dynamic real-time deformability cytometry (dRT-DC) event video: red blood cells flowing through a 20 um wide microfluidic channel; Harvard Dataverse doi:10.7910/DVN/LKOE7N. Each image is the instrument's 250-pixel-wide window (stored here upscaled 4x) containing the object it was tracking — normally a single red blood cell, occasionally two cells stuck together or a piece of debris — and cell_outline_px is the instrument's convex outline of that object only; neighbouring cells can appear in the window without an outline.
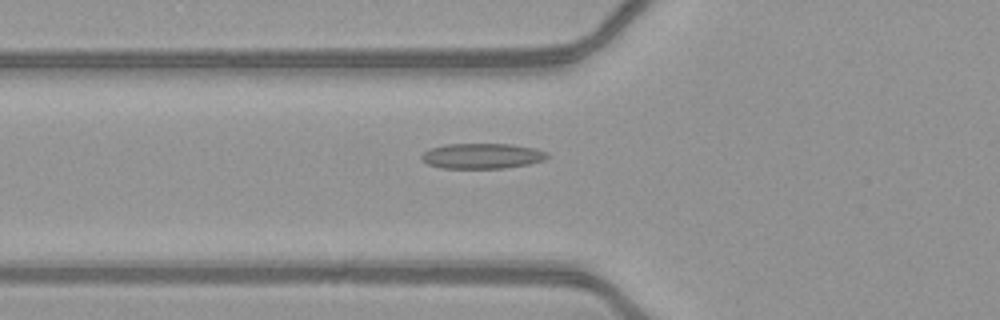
{"species": "common noctule bat (a hibernating species)", "species_latin": "Nyctalus noctula", "temperature_condition": "warm", "stored_images_in_passage": 34, "camera_frame_rate_fps": 3000, "um_per_image_px": 0.085, "animal": {"sex": "female", "body_mass_g": 21.9}, "frame": {"image": 1, "passage_image": 3, "time_ms": 0.667, "image_size_px": [1000, 320], "cell_outline_px": [[548, 156], [544, 160], [528, 164], [504, 168], [440, 168], [428, 164], [420, 156], [428, 148], [444, 144], [512, 144], [536, 148], [548, 152]], "centroid_in_image_um": [40.98, 13.25], "position_along_channel_um": 84.8, "area_um2": 18.67}}
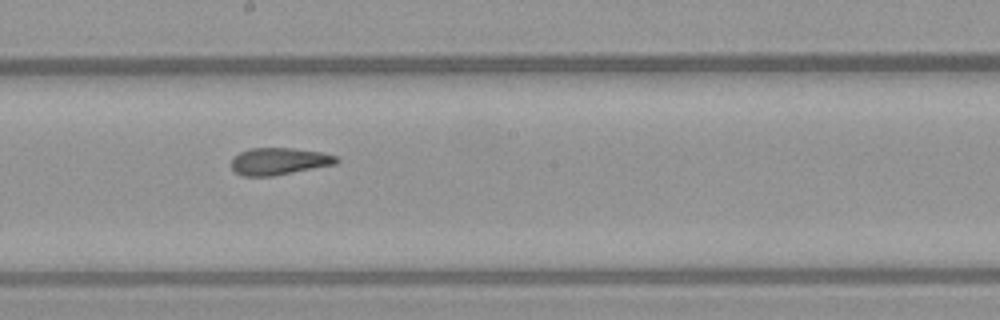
{"frame": {"image": 2, "passage_image": 13, "time_ms": 4.0, "image_size_px": [1000, 320], "cell_outline_px": [[340, 160], [336, 164], [272, 176], [244, 176], [236, 172], [232, 168], [232, 160], [240, 152], [252, 148], [292, 148], [320, 152], [340, 156]], "centroid_in_image_um": [23.77, 13.7], "position_along_channel_um": 224.4, "area_um2": 16.47}}
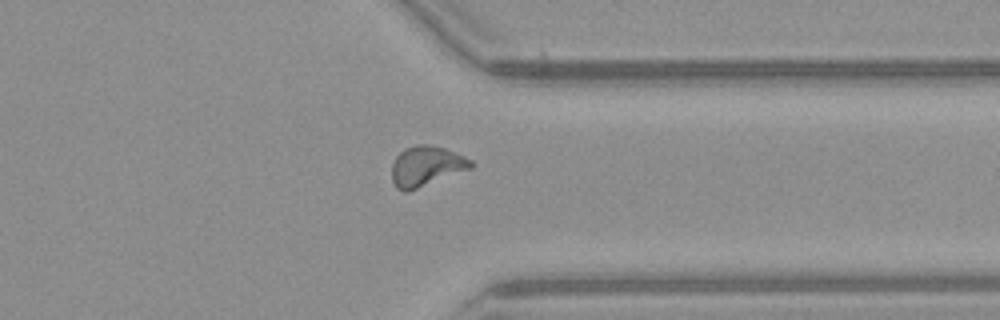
{"frame": {"image": 3, "passage_image": 24, "time_ms": 7.667, "image_size_px": [1000, 320], "cell_outline_px": [[472, 168], [408, 192], [404, 192], [396, 188], [392, 180], [392, 164], [396, 156], [404, 148], [416, 144], [428, 144], [444, 148], [464, 156], [472, 160]], "centroid_in_image_um": [36.21, 14.12], "position_along_channel_um": 375.2, "area_um2": 18.55}, "authors_computed_cell_mechanics": {"area_um2": 17.3689, "velocity_mm_per_s": 4.1444, "shape_relaxation_time_tau1_ms": null, "shape_relaxation_time_tau2_ms": 1.7889, "deformation_change_tau1": null, "deformation_change_tau2": 0.0854}}